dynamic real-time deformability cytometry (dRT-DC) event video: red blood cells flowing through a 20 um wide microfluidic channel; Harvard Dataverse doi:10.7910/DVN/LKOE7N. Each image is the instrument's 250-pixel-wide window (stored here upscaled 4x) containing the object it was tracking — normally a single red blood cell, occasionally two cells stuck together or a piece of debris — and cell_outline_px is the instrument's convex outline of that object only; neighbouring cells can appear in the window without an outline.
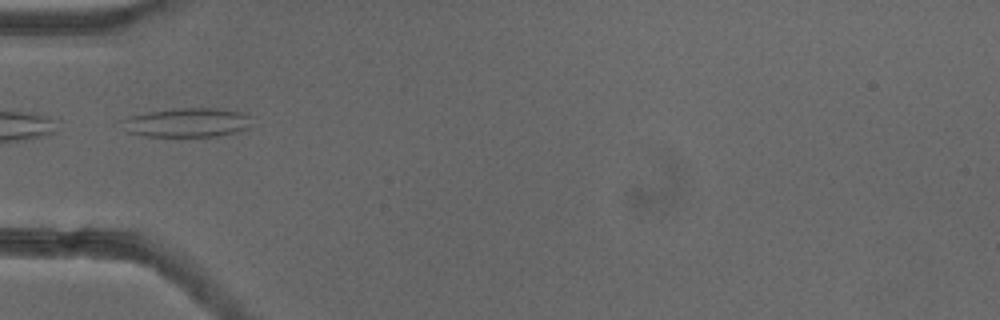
{"species": "common noctule bat (a hibernating species)", "species_latin": "Nyctalus noctula", "temperature_condition": "cold", "stored_images_in_passage": 33, "camera_frame_rate_fps": 3000, "um_per_image_px": 0.085, "animal": {"sex": "female"}, "frame": {"image": 1, "passage_image": 1, "time_ms": 0.0, "image_size_px": [1000, 320], "cell_outline_px": [[248, 128], [240, 132], [220, 136], [144, 136], [128, 132], [116, 120], [128, 116], [148, 112], [176, 108], [216, 108], [240, 112], [248, 116]], "centroid_in_image_um": [15.82, 10.42], "position_along_channel_um": 69.2, "area_um2": 22.14}}
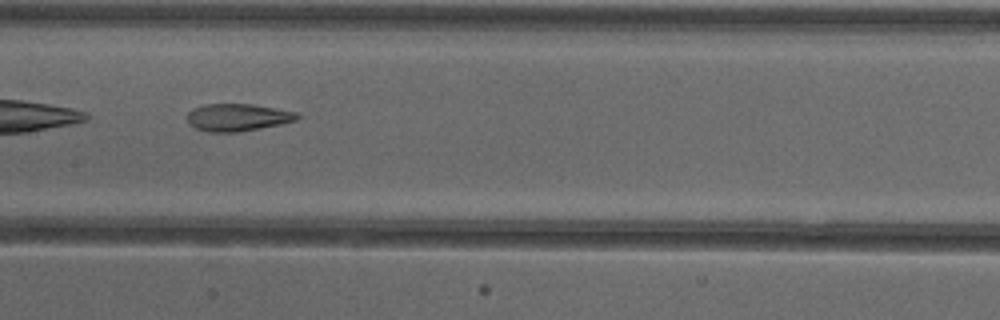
{"frame": {"image": 2, "passage_image": 10, "time_ms": 3.0, "image_size_px": [1000, 320], "cell_outline_px": [[304, 116], [296, 120], [280, 124], [260, 128], [236, 132], [208, 132], [196, 128], [188, 124], [188, 112], [192, 108], [204, 104], [252, 104], [296, 112]], "centroid_in_image_um": [20.19, 9.97], "position_along_channel_um": 187.2, "area_um2": 17.57}, "authors_computed_cell_mechanics": {"area_um2": 18.5538, "velocity_mm_per_s": 3.9022, "shape_relaxation_time_tau1_ms": null, "shape_relaxation_time_tau2_ms": 2.3712, "deformation_change_tau1": null, "deformation_change_tau2": 0.0947}}